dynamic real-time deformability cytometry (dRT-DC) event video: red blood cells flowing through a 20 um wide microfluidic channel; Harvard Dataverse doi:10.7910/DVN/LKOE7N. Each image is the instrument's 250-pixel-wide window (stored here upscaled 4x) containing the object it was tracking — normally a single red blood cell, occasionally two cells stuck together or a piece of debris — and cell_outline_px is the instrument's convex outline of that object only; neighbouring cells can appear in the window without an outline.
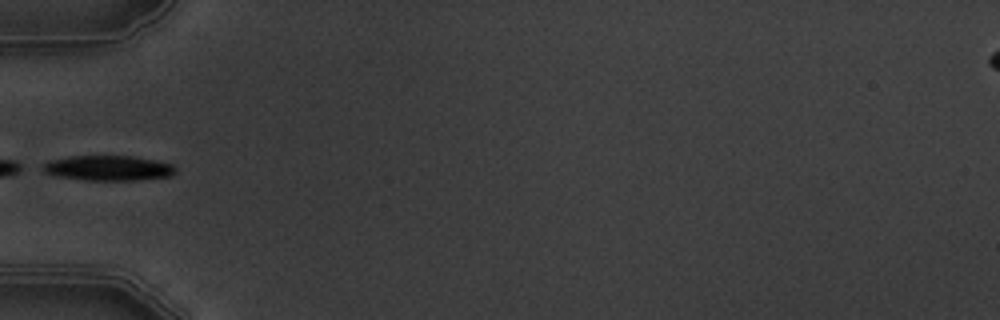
{"species": "common noctule bat (a hibernating species)", "species_latin": "Nyctalus noctula", "temperature_condition": "warm", "stored_images_in_passage": 8, "camera_frame_rate_fps": 3000, "um_per_image_px": 0.085, "animal": {"sex": "male", "body_mass_g": 19.5, "forearm_length_mm": 54.6}, "frame": {"image": 1, "passage_image": 6, "time_ms": 6.0, "image_size_px": [1000, 320], "cell_outline_px": [[176, 172], [172, 176], [136, 180], [84, 180], [56, 176], [44, 172], [36, 168], [48, 160], [68, 156], [132, 156], [156, 160], [172, 164], [176, 168]], "centroid_in_image_um": [9.14, 14.28], "position_along_channel_um": 75.9, "area_um2": 19.77}}